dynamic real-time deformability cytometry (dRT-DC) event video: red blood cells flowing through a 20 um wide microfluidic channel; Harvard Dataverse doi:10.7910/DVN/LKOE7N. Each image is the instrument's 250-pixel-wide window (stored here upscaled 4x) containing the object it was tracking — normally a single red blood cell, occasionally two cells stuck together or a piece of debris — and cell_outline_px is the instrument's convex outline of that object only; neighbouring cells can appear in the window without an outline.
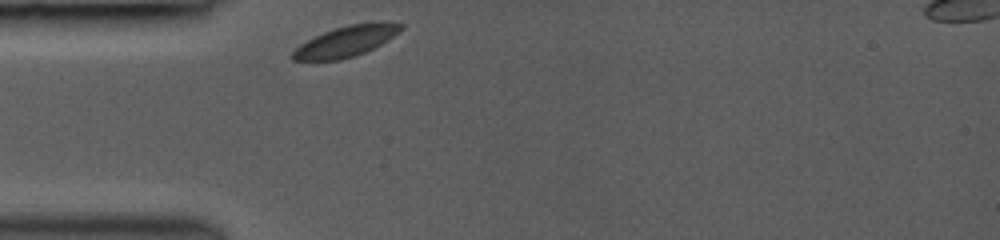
{"species": "common noctule bat (a hibernating species)", "species_latin": "Nyctalus noctula", "temperature_condition": "room temperature", "stored_images_in_passage": 5, "camera_frame_rate_fps": 3000, "um_per_image_px": 0.085, "animal": {"sex": "female", "body_mass_g": 19.0, "forearm_length_mm": 53.3}, "frame": {"image": 1, "passage_image": 1, "time_ms": 0.0, "image_size_px": [1000, 240], "cell_outline_px": [[404, 28], [380, 44], [356, 56], [340, 60], [292, 60], [292, 52], [300, 44], [324, 32], [348, 24], [404, 24]], "centroid_in_image_um": [29.34, 3.55], "position_along_channel_um": 55.7, "area_um2": 18.5}}
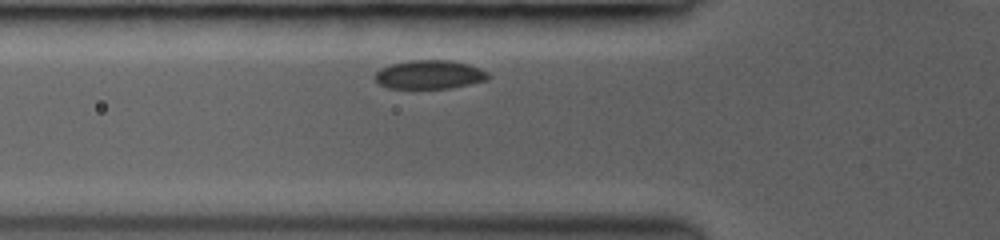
{"frame": {"image": 2, "passage_image": 3, "time_ms": 1.0, "image_size_px": [1000, 240], "cell_outline_px": [[488, 80], [448, 88], [388, 88], [380, 84], [376, 80], [376, 72], [380, 68], [392, 64], [408, 60], [452, 60], [468, 64], [480, 68], [488, 72]], "centroid_in_image_um": [36.51, 6.33], "position_along_channel_um": 89.3, "area_um2": 18.84}}
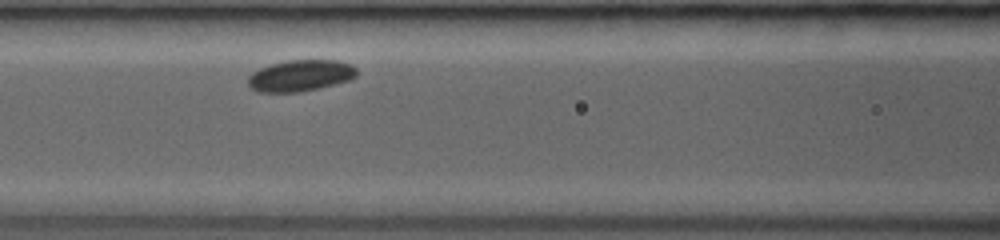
{"frame": {"image": 3, "passage_image": 5, "time_ms": 2.333, "image_size_px": [1000, 240], "cell_outline_px": [[356, 76], [352, 80], [300, 92], [256, 92], [248, 88], [248, 76], [252, 72], [268, 64], [288, 60], [336, 60], [352, 64], [356, 68]], "centroid_in_image_um": [25.51, 6.43], "position_along_channel_um": 141.1, "area_um2": 20.17}}